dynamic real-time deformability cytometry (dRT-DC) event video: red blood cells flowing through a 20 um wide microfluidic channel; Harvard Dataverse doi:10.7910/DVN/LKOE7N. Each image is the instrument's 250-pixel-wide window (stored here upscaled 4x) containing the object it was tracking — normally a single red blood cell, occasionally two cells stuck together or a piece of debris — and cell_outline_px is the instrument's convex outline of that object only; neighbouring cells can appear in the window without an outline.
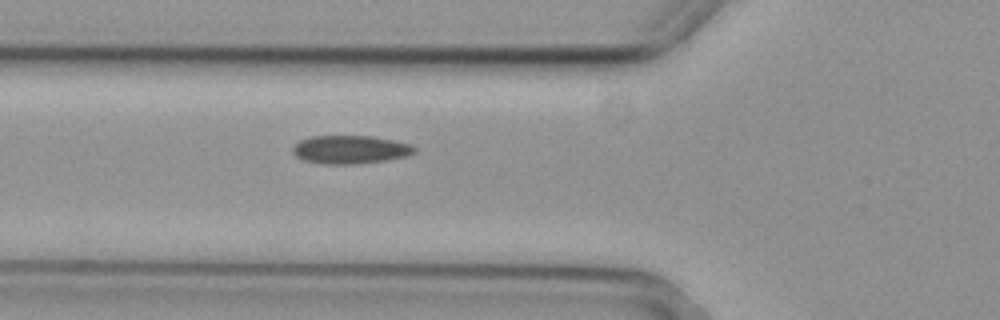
{"species": "common noctule bat (a hibernating species)", "species_latin": "Nyctalus noctula", "temperature_condition": "cold", "stored_images_in_passage": 6, "camera_frame_rate_fps": 3000, "um_per_image_px": 0.085, "animal": {"sex": "female", "body_mass_g": 29.2, "forearm_length_mm": 56.3}, "frame": {"image": 1, "passage_image": 6, "time_ms": 1.667, "image_size_px": [1000, 320], "cell_outline_px": [[416, 152], [404, 156], [384, 160], [352, 164], [320, 164], [304, 160], [296, 156], [292, 152], [292, 148], [300, 140], [312, 136], [372, 136], [412, 144], [416, 148]], "centroid_in_image_um": [29.75, 12.71], "position_along_channel_um": 96.1, "area_um2": 19.94}}